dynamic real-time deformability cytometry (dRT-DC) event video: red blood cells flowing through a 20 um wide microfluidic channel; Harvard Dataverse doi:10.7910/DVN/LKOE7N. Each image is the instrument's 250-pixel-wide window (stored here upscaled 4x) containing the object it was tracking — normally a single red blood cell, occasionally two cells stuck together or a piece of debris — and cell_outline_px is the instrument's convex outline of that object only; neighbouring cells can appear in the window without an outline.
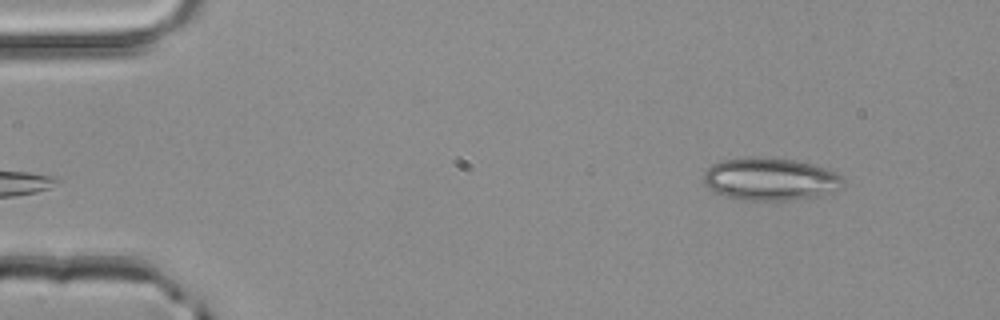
{"species": "common noctule bat (a hibernating species)", "species_latin": "Nyctalus noctula", "temperature_condition": "room temperature", "stored_images_in_passage": 3, "camera_frame_rate_fps": 3000, "um_per_image_px": 0.085, "animal": {"sex": "male", "body_mass_g": 20.4}, "frame": {"image": 1, "passage_image": 1, "time_ms": 0.0, "image_size_px": [1000, 320], "cell_outline_px": [[844, 184], [840, 188], [832, 192], [816, 196], [792, 200], [740, 200], [724, 196], [708, 188], [704, 184], [704, 172], [712, 164], [720, 160], [748, 156], [756, 156], [792, 160], [812, 164], [836, 172], [844, 176]], "centroid_in_image_um": [65.46, 15.22], "position_along_channel_um": 19.5, "area_um2": 34.97}}